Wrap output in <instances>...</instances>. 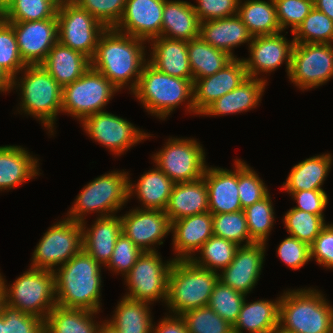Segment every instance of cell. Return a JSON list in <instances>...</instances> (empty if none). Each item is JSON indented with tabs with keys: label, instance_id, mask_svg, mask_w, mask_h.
<instances>
[{
	"label": "cell",
	"instance_id": "cell-1",
	"mask_svg": "<svg viewBox=\"0 0 333 333\" xmlns=\"http://www.w3.org/2000/svg\"><path fill=\"white\" fill-rule=\"evenodd\" d=\"M144 45L146 41L142 39L115 28H106L99 38L91 67L103 74L118 90L128 87L132 92L147 62V45Z\"/></svg>",
	"mask_w": 333,
	"mask_h": 333
},
{
	"label": "cell",
	"instance_id": "cell-2",
	"mask_svg": "<svg viewBox=\"0 0 333 333\" xmlns=\"http://www.w3.org/2000/svg\"><path fill=\"white\" fill-rule=\"evenodd\" d=\"M102 265L84 250L57 268L55 297L60 307L100 312Z\"/></svg>",
	"mask_w": 333,
	"mask_h": 333
},
{
	"label": "cell",
	"instance_id": "cell-3",
	"mask_svg": "<svg viewBox=\"0 0 333 333\" xmlns=\"http://www.w3.org/2000/svg\"><path fill=\"white\" fill-rule=\"evenodd\" d=\"M20 73L22 77L11 82L12 90L19 89L21 95L18 112L38 119L54 135L57 115L62 113V87L40 64L26 65Z\"/></svg>",
	"mask_w": 333,
	"mask_h": 333
},
{
	"label": "cell",
	"instance_id": "cell-4",
	"mask_svg": "<svg viewBox=\"0 0 333 333\" xmlns=\"http://www.w3.org/2000/svg\"><path fill=\"white\" fill-rule=\"evenodd\" d=\"M130 93L151 116L161 120L167 119L182 102H187V111L194 114L193 80L167 75L148 61L142 68L136 88Z\"/></svg>",
	"mask_w": 333,
	"mask_h": 333
},
{
	"label": "cell",
	"instance_id": "cell-5",
	"mask_svg": "<svg viewBox=\"0 0 333 333\" xmlns=\"http://www.w3.org/2000/svg\"><path fill=\"white\" fill-rule=\"evenodd\" d=\"M333 307L315 288L288 289L281 295L279 328L290 333H331Z\"/></svg>",
	"mask_w": 333,
	"mask_h": 333
},
{
	"label": "cell",
	"instance_id": "cell-6",
	"mask_svg": "<svg viewBox=\"0 0 333 333\" xmlns=\"http://www.w3.org/2000/svg\"><path fill=\"white\" fill-rule=\"evenodd\" d=\"M219 272L196 266L191 260H173L168 276V312L180 316L208 306ZM174 313V314H173Z\"/></svg>",
	"mask_w": 333,
	"mask_h": 333
},
{
	"label": "cell",
	"instance_id": "cell-7",
	"mask_svg": "<svg viewBox=\"0 0 333 333\" xmlns=\"http://www.w3.org/2000/svg\"><path fill=\"white\" fill-rule=\"evenodd\" d=\"M129 173L111 171L94 178L79 192L66 214L67 219L82 223L86 214L99 213L97 217L115 215L129 201Z\"/></svg>",
	"mask_w": 333,
	"mask_h": 333
},
{
	"label": "cell",
	"instance_id": "cell-8",
	"mask_svg": "<svg viewBox=\"0 0 333 333\" xmlns=\"http://www.w3.org/2000/svg\"><path fill=\"white\" fill-rule=\"evenodd\" d=\"M3 277L6 304L24 313L45 320L57 305L55 297V273L51 270L29 268L7 285Z\"/></svg>",
	"mask_w": 333,
	"mask_h": 333
},
{
	"label": "cell",
	"instance_id": "cell-9",
	"mask_svg": "<svg viewBox=\"0 0 333 333\" xmlns=\"http://www.w3.org/2000/svg\"><path fill=\"white\" fill-rule=\"evenodd\" d=\"M117 92L103 74L90 67L79 79L62 87V112L81 123L90 115L104 112Z\"/></svg>",
	"mask_w": 333,
	"mask_h": 333
},
{
	"label": "cell",
	"instance_id": "cell-10",
	"mask_svg": "<svg viewBox=\"0 0 333 333\" xmlns=\"http://www.w3.org/2000/svg\"><path fill=\"white\" fill-rule=\"evenodd\" d=\"M61 220L47 229L34 248L31 268L55 271L83 250L81 223Z\"/></svg>",
	"mask_w": 333,
	"mask_h": 333
},
{
	"label": "cell",
	"instance_id": "cell-11",
	"mask_svg": "<svg viewBox=\"0 0 333 333\" xmlns=\"http://www.w3.org/2000/svg\"><path fill=\"white\" fill-rule=\"evenodd\" d=\"M157 251H144L137 259L130 272L124 277L128 292L125 297L153 304L168 297V276L173 258L162 261ZM162 299V300H161Z\"/></svg>",
	"mask_w": 333,
	"mask_h": 333
},
{
	"label": "cell",
	"instance_id": "cell-12",
	"mask_svg": "<svg viewBox=\"0 0 333 333\" xmlns=\"http://www.w3.org/2000/svg\"><path fill=\"white\" fill-rule=\"evenodd\" d=\"M152 160L174 183L191 182L203 177L205 150L194 138H168Z\"/></svg>",
	"mask_w": 333,
	"mask_h": 333
},
{
	"label": "cell",
	"instance_id": "cell-13",
	"mask_svg": "<svg viewBox=\"0 0 333 333\" xmlns=\"http://www.w3.org/2000/svg\"><path fill=\"white\" fill-rule=\"evenodd\" d=\"M333 78V45L295 43L288 79L300 90L315 89Z\"/></svg>",
	"mask_w": 333,
	"mask_h": 333
},
{
	"label": "cell",
	"instance_id": "cell-14",
	"mask_svg": "<svg viewBox=\"0 0 333 333\" xmlns=\"http://www.w3.org/2000/svg\"><path fill=\"white\" fill-rule=\"evenodd\" d=\"M58 41L90 60L106 27L75 2L58 6Z\"/></svg>",
	"mask_w": 333,
	"mask_h": 333
},
{
	"label": "cell",
	"instance_id": "cell-15",
	"mask_svg": "<svg viewBox=\"0 0 333 333\" xmlns=\"http://www.w3.org/2000/svg\"><path fill=\"white\" fill-rule=\"evenodd\" d=\"M81 125L92 140L108 148L115 156H121L133 145L151 137L150 133L140 130L125 118L107 111L86 117Z\"/></svg>",
	"mask_w": 333,
	"mask_h": 333
},
{
	"label": "cell",
	"instance_id": "cell-16",
	"mask_svg": "<svg viewBox=\"0 0 333 333\" xmlns=\"http://www.w3.org/2000/svg\"><path fill=\"white\" fill-rule=\"evenodd\" d=\"M279 32L273 35H259L252 37L249 45V57L243 58L248 77L258 78L271 73L286 64L287 76L290 71L294 40H288Z\"/></svg>",
	"mask_w": 333,
	"mask_h": 333
},
{
	"label": "cell",
	"instance_id": "cell-17",
	"mask_svg": "<svg viewBox=\"0 0 333 333\" xmlns=\"http://www.w3.org/2000/svg\"><path fill=\"white\" fill-rule=\"evenodd\" d=\"M122 232L144 251H156L164 237L171 232V222L161 210L140 209L136 207L120 216Z\"/></svg>",
	"mask_w": 333,
	"mask_h": 333
},
{
	"label": "cell",
	"instance_id": "cell-18",
	"mask_svg": "<svg viewBox=\"0 0 333 333\" xmlns=\"http://www.w3.org/2000/svg\"><path fill=\"white\" fill-rule=\"evenodd\" d=\"M9 23L14 29L20 56L26 65L41 64L58 42L57 19Z\"/></svg>",
	"mask_w": 333,
	"mask_h": 333
},
{
	"label": "cell",
	"instance_id": "cell-19",
	"mask_svg": "<svg viewBox=\"0 0 333 333\" xmlns=\"http://www.w3.org/2000/svg\"><path fill=\"white\" fill-rule=\"evenodd\" d=\"M266 245L253 243L239 246L232 262L218 273L219 281L247 296L260 279Z\"/></svg>",
	"mask_w": 333,
	"mask_h": 333
},
{
	"label": "cell",
	"instance_id": "cell-20",
	"mask_svg": "<svg viewBox=\"0 0 333 333\" xmlns=\"http://www.w3.org/2000/svg\"><path fill=\"white\" fill-rule=\"evenodd\" d=\"M248 78L243 58H233L220 71L193 81L194 114L200 115L210 104L238 87Z\"/></svg>",
	"mask_w": 333,
	"mask_h": 333
},
{
	"label": "cell",
	"instance_id": "cell-21",
	"mask_svg": "<svg viewBox=\"0 0 333 333\" xmlns=\"http://www.w3.org/2000/svg\"><path fill=\"white\" fill-rule=\"evenodd\" d=\"M165 0H127L115 29L146 42L161 36Z\"/></svg>",
	"mask_w": 333,
	"mask_h": 333
},
{
	"label": "cell",
	"instance_id": "cell-22",
	"mask_svg": "<svg viewBox=\"0 0 333 333\" xmlns=\"http://www.w3.org/2000/svg\"><path fill=\"white\" fill-rule=\"evenodd\" d=\"M233 171L221 167L205 168L203 178L208 191L209 212L213 214L232 213L242 210L238 193V159Z\"/></svg>",
	"mask_w": 333,
	"mask_h": 333
},
{
	"label": "cell",
	"instance_id": "cell-23",
	"mask_svg": "<svg viewBox=\"0 0 333 333\" xmlns=\"http://www.w3.org/2000/svg\"><path fill=\"white\" fill-rule=\"evenodd\" d=\"M213 218L208 211L186 216L171 223L173 260H191L202 245L213 236Z\"/></svg>",
	"mask_w": 333,
	"mask_h": 333
},
{
	"label": "cell",
	"instance_id": "cell-24",
	"mask_svg": "<svg viewBox=\"0 0 333 333\" xmlns=\"http://www.w3.org/2000/svg\"><path fill=\"white\" fill-rule=\"evenodd\" d=\"M86 223H81L83 250L105 267L112 257L117 237L122 233L121 217L116 214L96 217L90 228Z\"/></svg>",
	"mask_w": 333,
	"mask_h": 333
},
{
	"label": "cell",
	"instance_id": "cell-25",
	"mask_svg": "<svg viewBox=\"0 0 333 333\" xmlns=\"http://www.w3.org/2000/svg\"><path fill=\"white\" fill-rule=\"evenodd\" d=\"M38 160L22 146H0V191L15 189L41 174Z\"/></svg>",
	"mask_w": 333,
	"mask_h": 333
},
{
	"label": "cell",
	"instance_id": "cell-26",
	"mask_svg": "<svg viewBox=\"0 0 333 333\" xmlns=\"http://www.w3.org/2000/svg\"><path fill=\"white\" fill-rule=\"evenodd\" d=\"M151 42L147 61L157 70L173 77L193 80L189 64L187 41L156 37Z\"/></svg>",
	"mask_w": 333,
	"mask_h": 333
},
{
	"label": "cell",
	"instance_id": "cell-27",
	"mask_svg": "<svg viewBox=\"0 0 333 333\" xmlns=\"http://www.w3.org/2000/svg\"><path fill=\"white\" fill-rule=\"evenodd\" d=\"M199 36L232 58H237L233 53L234 48L243 43L249 47L253 37L238 15L200 22Z\"/></svg>",
	"mask_w": 333,
	"mask_h": 333
},
{
	"label": "cell",
	"instance_id": "cell-28",
	"mask_svg": "<svg viewBox=\"0 0 333 333\" xmlns=\"http://www.w3.org/2000/svg\"><path fill=\"white\" fill-rule=\"evenodd\" d=\"M267 80L248 77L238 87L210 104L200 116H223L247 112L258 106Z\"/></svg>",
	"mask_w": 333,
	"mask_h": 333
},
{
	"label": "cell",
	"instance_id": "cell-29",
	"mask_svg": "<svg viewBox=\"0 0 333 333\" xmlns=\"http://www.w3.org/2000/svg\"><path fill=\"white\" fill-rule=\"evenodd\" d=\"M170 222L209 211L208 191L204 178L175 183L164 210Z\"/></svg>",
	"mask_w": 333,
	"mask_h": 333
},
{
	"label": "cell",
	"instance_id": "cell-30",
	"mask_svg": "<svg viewBox=\"0 0 333 333\" xmlns=\"http://www.w3.org/2000/svg\"><path fill=\"white\" fill-rule=\"evenodd\" d=\"M174 184L162 170L155 166L148 172L143 173L137 184L136 182L135 184L132 183L129 176V200L134 196L141 202L140 209L164 211L169 202Z\"/></svg>",
	"mask_w": 333,
	"mask_h": 333
},
{
	"label": "cell",
	"instance_id": "cell-31",
	"mask_svg": "<svg viewBox=\"0 0 333 333\" xmlns=\"http://www.w3.org/2000/svg\"><path fill=\"white\" fill-rule=\"evenodd\" d=\"M40 65L63 87L79 79L91 67V60L58 41Z\"/></svg>",
	"mask_w": 333,
	"mask_h": 333
},
{
	"label": "cell",
	"instance_id": "cell-32",
	"mask_svg": "<svg viewBox=\"0 0 333 333\" xmlns=\"http://www.w3.org/2000/svg\"><path fill=\"white\" fill-rule=\"evenodd\" d=\"M161 36L190 41L199 37L200 21L191 2L165 0Z\"/></svg>",
	"mask_w": 333,
	"mask_h": 333
},
{
	"label": "cell",
	"instance_id": "cell-33",
	"mask_svg": "<svg viewBox=\"0 0 333 333\" xmlns=\"http://www.w3.org/2000/svg\"><path fill=\"white\" fill-rule=\"evenodd\" d=\"M280 297L277 300H244L233 333H273L279 326Z\"/></svg>",
	"mask_w": 333,
	"mask_h": 333
},
{
	"label": "cell",
	"instance_id": "cell-34",
	"mask_svg": "<svg viewBox=\"0 0 333 333\" xmlns=\"http://www.w3.org/2000/svg\"><path fill=\"white\" fill-rule=\"evenodd\" d=\"M330 153L312 156L294 165L280 191L323 190L333 163Z\"/></svg>",
	"mask_w": 333,
	"mask_h": 333
},
{
	"label": "cell",
	"instance_id": "cell-35",
	"mask_svg": "<svg viewBox=\"0 0 333 333\" xmlns=\"http://www.w3.org/2000/svg\"><path fill=\"white\" fill-rule=\"evenodd\" d=\"M150 303L125 296L117 303L111 319L106 320L119 333H152Z\"/></svg>",
	"mask_w": 333,
	"mask_h": 333
},
{
	"label": "cell",
	"instance_id": "cell-36",
	"mask_svg": "<svg viewBox=\"0 0 333 333\" xmlns=\"http://www.w3.org/2000/svg\"><path fill=\"white\" fill-rule=\"evenodd\" d=\"M97 313L56 305L44 320V333H97L101 323L95 320Z\"/></svg>",
	"mask_w": 333,
	"mask_h": 333
},
{
	"label": "cell",
	"instance_id": "cell-37",
	"mask_svg": "<svg viewBox=\"0 0 333 333\" xmlns=\"http://www.w3.org/2000/svg\"><path fill=\"white\" fill-rule=\"evenodd\" d=\"M237 15L253 37L282 32L274 0H239Z\"/></svg>",
	"mask_w": 333,
	"mask_h": 333
},
{
	"label": "cell",
	"instance_id": "cell-38",
	"mask_svg": "<svg viewBox=\"0 0 333 333\" xmlns=\"http://www.w3.org/2000/svg\"><path fill=\"white\" fill-rule=\"evenodd\" d=\"M187 52L193 81L215 74L233 59L228 53L214 48L200 36L187 41Z\"/></svg>",
	"mask_w": 333,
	"mask_h": 333
},
{
	"label": "cell",
	"instance_id": "cell-39",
	"mask_svg": "<svg viewBox=\"0 0 333 333\" xmlns=\"http://www.w3.org/2000/svg\"><path fill=\"white\" fill-rule=\"evenodd\" d=\"M238 245L224 238L211 236L198 251L197 257L191 261L198 267L211 271H221L234 259Z\"/></svg>",
	"mask_w": 333,
	"mask_h": 333
},
{
	"label": "cell",
	"instance_id": "cell-40",
	"mask_svg": "<svg viewBox=\"0 0 333 333\" xmlns=\"http://www.w3.org/2000/svg\"><path fill=\"white\" fill-rule=\"evenodd\" d=\"M270 193L262 200L243 209L250 238L255 243H265L273 229L275 211Z\"/></svg>",
	"mask_w": 333,
	"mask_h": 333
},
{
	"label": "cell",
	"instance_id": "cell-41",
	"mask_svg": "<svg viewBox=\"0 0 333 333\" xmlns=\"http://www.w3.org/2000/svg\"><path fill=\"white\" fill-rule=\"evenodd\" d=\"M292 35L294 43L333 44V21L314 7Z\"/></svg>",
	"mask_w": 333,
	"mask_h": 333
},
{
	"label": "cell",
	"instance_id": "cell-42",
	"mask_svg": "<svg viewBox=\"0 0 333 333\" xmlns=\"http://www.w3.org/2000/svg\"><path fill=\"white\" fill-rule=\"evenodd\" d=\"M282 221L290 236L307 243L309 246L327 224L324 216L314 215L293 207L284 214Z\"/></svg>",
	"mask_w": 333,
	"mask_h": 333
},
{
	"label": "cell",
	"instance_id": "cell-43",
	"mask_svg": "<svg viewBox=\"0 0 333 333\" xmlns=\"http://www.w3.org/2000/svg\"><path fill=\"white\" fill-rule=\"evenodd\" d=\"M213 235L245 246L255 243L250 238L243 210L232 213L213 214ZM244 243V244H243Z\"/></svg>",
	"mask_w": 333,
	"mask_h": 333
},
{
	"label": "cell",
	"instance_id": "cell-44",
	"mask_svg": "<svg viewBox=\"0 0 333 333\" xmlns=\"http://www.w3.org/2000/svg\"><path fill=\"white\" fill-rule=\"evenodd\" d=\"M58 5L52 0H14L5 11V21L25 22L57 19Z\"/></svg>",
	"mask_w": 333,
	"mask_h": 333
},
{
	"label": "cell",
	"instance_id": "cell-45",
	"mask_svg": "<svg viewBox=\"0 0 333 333\" xmlns=\"http://www.w3.org/2000/svg\"><path fill=\"white\" fill-rule=\"evenodd\" d=\"M247 296L221 281L215 284L208 306L232 326L238 319L241 306Z\"/></svg>",
	"mask_w": 333,
	"mask_h": 333
},
{
	"label": "cell",
	"instance_id": "cell-46",
	"mask_svg": "<svg viewBox=\"0 0 333 333\" xmlns=\"http://www.w3.org/2000/svg\"><path fill=\"white\" fill-rule=\"evenodd\" d=\"M180 316L188 333H233V326L209 306L192 309Z\"/></svg>",
	"mask_w": 333,
	"mask_h": 333
},
{
	"label": "cell",
	"instance_id": "cell-47",
	"mask_svg": "<svg viewBox=\"0 0 333 333\" xmlns=\"http://www.w3.org/2000/svg\"><path fill=\"white\" fill-rule=\"evenodd\" d=\"M252 168L238 159V193L242 210L270 193L266 184Z\"/></svg>",
	"mask_w": 333,
	"mask_h": 333
},
{
	"label": "cell",
	"instance_id": "cell-48",
	"mask_svg": "<svg viewBox=\"0 0 333 333\" xmlns=\"http://www.w3.org/2000/svg\"><path fill=\"white\" fill-rule=\"evenodd\" d=\"M26 64L22 60L12 25L0 23V68L13 79Z\"/></svg>",
	"mask_w": 333,
	"mask_h": 333
},
{
	"label": "cell",
	"instance_id": "cell-49",
	"mask_svg": "<svg viewBox=\"0 0 333 333\" xmlns=\"http://www.w3.org/2000/svg\"><path fill=\"white\" fill-rule=\"evenodd\" d=\"M274 2L282 32L291 27L293 33L314 8V0H274Z\"/></svg>",
	"mask_w": 333,
	"mask_h": 333
},
{
	"label": "cell",
	"instance_id": "cell-50",
	"mask_svg": "<svg viewBox=\"0 0 333 333\" xmlns=\"http://www.w3.org/2000/svg\"><path fill=\"white\" fill-rule=\"evenodd\" d=\"M143 251L137 247L123 232L117 237L112 257L106 268L115 275L122 274L124 278L131 270Z\"/></svg>",
	"mask_w": 333,
	"mask_h": 333
},
{
	"label": "cell",
	"instance_id": "cell-51",
	"mask_svg": "<svg viewBox=\"0 0 333 333\" xmlns=\"http://www.w3.org/2000/svg\"><path fill=\"white\" fill-rule=\"evenodd\" d=\"M127 0H74L106 28H115L123 14Z\"/></svg>",
	"mask_w": 333,
	"mask_h": 333
},
{
	"label": "cell",
	"instance_id": "cell-52",
	"mask_svg": "<svg viewBox=\"0 0 333 333\" xmlns=\"http://www.w3.org/2000/svg\"><path fill=\"white\" fill-rule=\"evenodd\" d=\"M3 333H44V320L7 304L2 310Z\"/></svg>",
	"mask_w": 333,
	"mask_h": 333
},
{
	"label": "cell",
	"instance_id": "cell-53",
	"mask_svg": "<svg viewBox=\"0 0 333 333\" xmlns=\"http://www.w3.org/2000/svg\"><path fill=\"white\" fill-rule=\"evenodd\" d=\"M276 250L281 261L293 270L300 269L311 261L310 246L290 235L279 244Z\"/></svg>",
	"mask_w": 333,
	"mask_h": 333
},
{
	"label": "cell",
	"instance_id": "cell-54",
	"mask_svg": "<svg viewBox=\"0 0 333 333\" xmlns=\"http://www.w3.org/2000/svg\"><path fill=\"white\" fill-rule=\"evenodd\" d=\"M196 3L193 8L200 22L238 14L239 0H196Z\"/></svg>",
	"mask_w": 333,
	"mask_h": 333
},
{
	"label": "cell",
	"instance_id": "cell-55",
	"mask_svg": "<svg viewBox=\"0 0 333 333\" xmlns=\"http://www.w3.org/2000/svg\"><path fill=\"white\" fill-rule=\"evenodd\" d=\"M333 270V224H326L310 245V260Z\"/></svg>",
	"mask_w": 333,
	"mask_h": 333
},
{
	"label": "cell",
	"instance_id": "cell-56",
	"mask_svg": "<svg viewBox=\"0 0 333 333\" xmlns=\"http://www.w3.org/2000/svg\"><path fill=\"white\" fill-rule=\"evenodd\" d=\"M296 201L293 207L314 215L324 216V210L328 205V195L324 190H302L287 192Z\"/></svg>",
	"mask_w": 333,
	"mask_h": 333
},
{
	"label": "cell",
	"instance_id": "cell-57",
	"mask_svg": "<svg viewBox=\"0 0 333 333\" xmlns=\"http://www.w3.org/2000/svg\"><path fill=\"white\" fill-rule=\"evenodd\" d=\"M166 315L164 318H161V321L157 325L154 322L152 333H188L181 316L168 315V313Z\"/></svg>",
	"mask_w": 333,
	"mask_h": 333
},
{
	"label": "cell",
	"instance_id": "cell-58",
	"mask_svg": "<svg viewBox=\"0 0 333 333\" xmlns=\"http://www.w3.org/2000/svg\"><path fill=\"white\" fill-rule=\"evenodd\" d=\"M314 7L333 21V0H314Z\"/></svg>",
	"mask_w": 333,
	"mask_h": 333
},
{
	"label": "cell",
	"instance_id": "cell-59",
	"mask_svg": "<svg viewBox=\"0 0 333 333\" xmlns=\"http://www.w3.org/2000/svg\"><path fill=\"white\" fill-rule=\"evenodd\" d=\"M12 79L0 68V93L11 91Z\"/></svg>",
	"mask_w": 333,
	"mask_h": 333
},
{
	"label": "cell",
	"instance_id": "cell-60",
	"mask_svg": "<svg viewBox=\"0 0 333 333\" xmlns=\"http://www.w3.org/2000/svg\"><path fill=\"white\" fill-rule=\"evenodd\" d=\"M97 333H119L110 323L106 320L101 321Z\"/></svg>",
	"mask_w": 333,
	"mask_h": 333
},
{
	"label": "cell",
	"instance_id": "cell-61",
	"mask_svg": "<svg viewBox=\"0 0 333 333\" xmlns=\"http://www.w3.org/2000/svg\"><path fill=\"white\" fill-rule=\"evenodd\" d=\"M6 304L5 301V291L4 288L2 286V283H0V315L2 314V310L4 305Z\"/></svg>",
	"mask_w": 333,
	"mask_h": 333
},
{
	"label": "cell",
	"instance_id": "cell-62",
	"mask_svg": "<svg viewBox=\"0 0 333 333\" xmlns=\"http://www.w3.org/2000/svg\"><path fill=\"white\" fill-rule=\"evenodd\" d=\"M14 0H0V7L5 12Z\"/></svg>",
	"mask_w": 333,
	"mask_h": 333
},
{
	"label": "cell",
	"instance_id": "cell-63",
	"mask_svg": "<svg viewBox=\"0 0 333 333\" xmlns=\"http://www.w3.org/2000/svg\"><path fill=\"white\" fill-rule=\"evenodd\" d=\"M58 6L65 5L67 3H72L74 0H52Z\"/></svg>",
	"mask_w": 333,
	"mask_h": 333
},
{
	"label": "cell",
	"instance_id": "cell-64",
	"mask_svg": "<svg viewBox=\"0 0 333 333\" xmlns=\"http://www.w3.org/2000/svg\"><path fill=\"white\" fill-rule=\"evenodd\" d=\"M5 20V12L0 7V23H2Z\"/></svg>",
	"mask_w": 333,
	"mask_h": 333
},
{
	"label": "cell",
	"instance_id": "cell-65",
	"mask_svg": "<svg viewBox=\"0 0 333 333\" xmlns=\"http://www.w3.org/2000/svg\"><path fill=\"white\" fill-rule=\"evenodd\" d=\"M0 333H3V315H0Z\"/></svg>",
	"mask_w": 333,
	"mask_h": 333
},
{
	"label": "cell",
	"instance_id": "cell-66",
	"mask_svg": "<svg viewBox=\"0 0 333 333\" xmlns=\"http://www.w3.org/2000/svg\"><path fill=\"white\" fill-rule=\"evenodd\" d=\"M273 333H290V332L284 331L278 327Z\"/></svg>",
	"mask_w": 333,
	"mask_h": 333
},
{
	"label": "cell",
	"instance_id": "cell-67",
	"mask_svg": "<svg viewBox=\"0 0 333 333\" xmlns=\"http://www.w3.org/2000/svg\"><path fill=\"white\" fill-rule=\"evenodd\" d=\"M3 275L0 273V283H2Z\"/></svg>",
	"mask_w": 333,
	"mask_h": 333
}]
</instances>
